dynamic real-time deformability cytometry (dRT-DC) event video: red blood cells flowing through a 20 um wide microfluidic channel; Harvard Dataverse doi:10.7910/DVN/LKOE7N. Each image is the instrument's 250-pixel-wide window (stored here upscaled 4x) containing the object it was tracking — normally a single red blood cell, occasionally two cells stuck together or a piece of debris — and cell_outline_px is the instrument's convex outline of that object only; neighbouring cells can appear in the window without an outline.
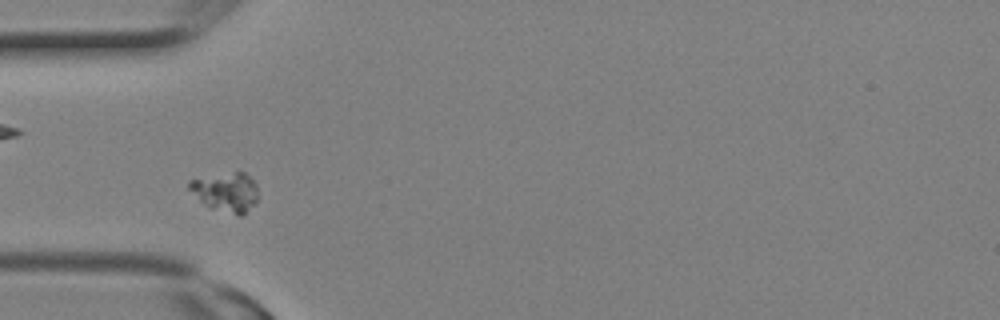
{"species": "Egyptian fruit bat (a non-hibernating species)", "species_latin": "Rousettus aegyptiacus", "temperature_condition": "room temperature", "stored_images_in_passage": 7, "camera_frame_rate_fps": 3000, "um_per_image_px": 0.085, "animal": {"sex": "female"}, "frame": {"image": 1, "passage_image": 4, "time_ms": 1.0, "image_size_px": [1000, 320], "cell_outline_px": [[256, 204], [240, 216], [208, 208], [188, 188], [188, 180], [236, 172], [244, 172], [256, 184]], "centroid_in_image_um": [19.2, 16.35], "position_along_channel_um": 65.8, "area_um2": 15.49}}
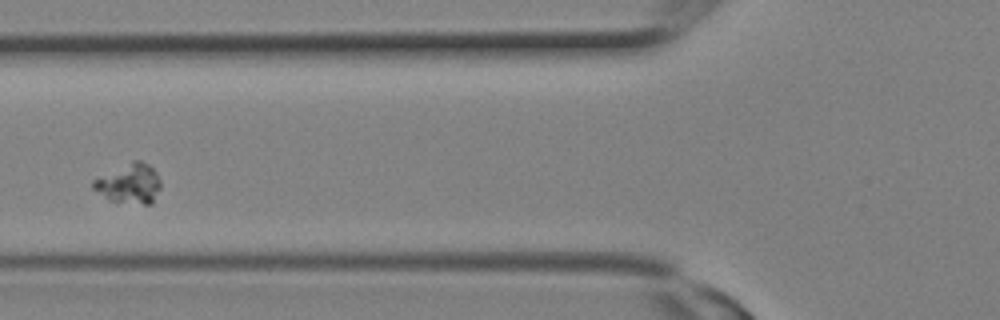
{"frame": {"image": 2, "passage_image": 6, "time_ms": 1.667, "image_size_px": [1000, 320], "cell_outline_px": [[160, 188], [152, 204], [144, 204], [108, 200], [92, 188], [92, 180], [132, 160], [140, 160], [148, 164], [156, 172], [160, 180]], "centroid_in_image_um": [10.99, 15.6], "position_along_channel_um": 114.8, "area_um2": 15.55}}